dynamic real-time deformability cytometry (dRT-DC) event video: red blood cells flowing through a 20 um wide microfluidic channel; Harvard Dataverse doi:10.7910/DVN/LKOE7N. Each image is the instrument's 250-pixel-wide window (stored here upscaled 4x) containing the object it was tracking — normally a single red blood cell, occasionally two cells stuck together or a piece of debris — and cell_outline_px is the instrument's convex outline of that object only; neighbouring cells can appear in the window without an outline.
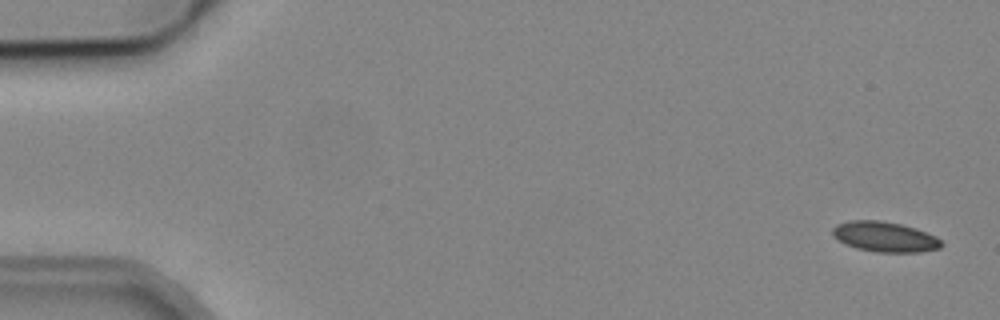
{"species": "common noctule bat (a hibernating species)", "species_latin": "Nyctalus noctula", "temperature_condition": "cold", "stored_images_in_passage": 5, "camera_frame_rate_fps": 3000, "um_per_image_px": 0.085, "animal": {"sex": "male", "body_mass_g": 19.2, "forearm_length_mm": 51.8}, "frame": {"image": 1, "passage_image": 1, "time_ms": 0.0, "image_size_px": [1000, 320], "cell_outline_px": [[944, 244], [940, 248], [920, 252], [876, 252], [856, 248], [832, 236], [832, 228], [836, 224], [848, 220], [880, 220], [900, 224], [916, 228], [936, 236]], "centroid_in_image_um": [75.21, 20.12], "position_along_channel_um": 9.8, "area_um2": 19.19}}